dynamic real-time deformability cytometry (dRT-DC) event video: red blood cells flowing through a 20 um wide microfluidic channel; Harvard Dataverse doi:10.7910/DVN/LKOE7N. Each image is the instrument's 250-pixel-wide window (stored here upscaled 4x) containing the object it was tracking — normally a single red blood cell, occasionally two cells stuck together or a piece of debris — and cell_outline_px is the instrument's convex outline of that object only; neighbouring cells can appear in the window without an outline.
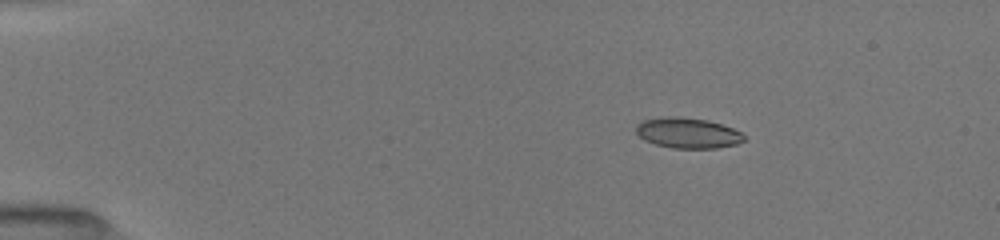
{"species": "common noctule bat (a hibernating species)", "species_latin": "Nyctalus noctula", "temperature_condition": "room temperature", "stored_images_in_passage": 44, "camera_frame_rate_fps": 3000, "um_per_image_px": 0.085, "animal": {"sex": "female", "body_mass_g": 19.5, "forearm_length_mm": 54.1}, "frame": {"image": 1, "passage_image": 1, "time_ms": 0.0, "image_size_px": [1000, 240], "cell_outline_px": [[744, 140], [736, 144], [716, 148], [672, 148], [656, 144], [644, 140], [636, 132], [636, 124], [644, 120], [668, 116], [676, 116], [708, 120], [732, 128], [740, 132], [744, 136]], "centroid_in_image_um": [58.44, 11.3], "position_along_channel_um": 26.6, "area_um2": 19.02}}
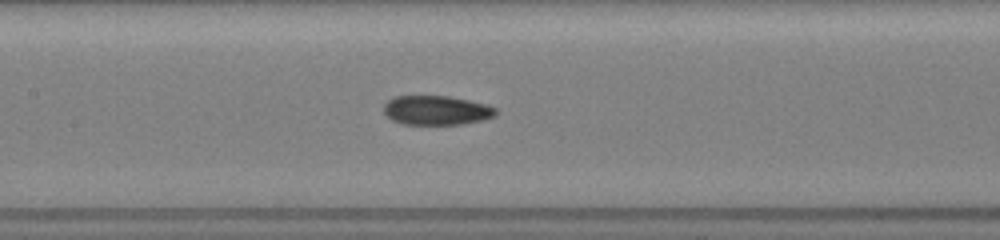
{"frame": {"image": 2, "passage_image": 18, "time_ms": 5.667, "image_size_px": [1000, 240], "cell_outline_px": [[496, 116], [484, 120], [460, 124], [404, 124], [392, 120], [384, 112], [384, 104], [388, 100], [396, 96], [448, 96], [488, 104], [496, 108]], "centroid_in_image_um": [37.12, 9.37], "position_along_channel_um": 170.3, "area_um2": 19.13}}
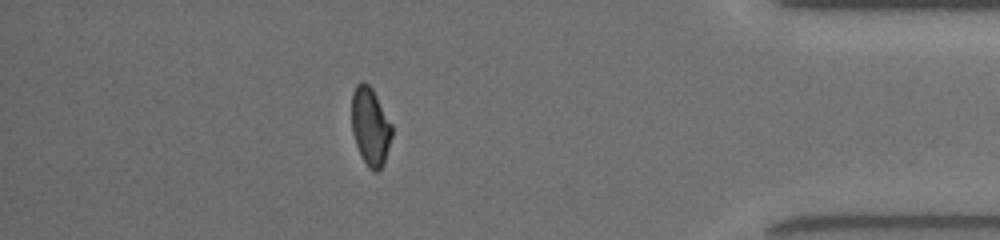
{"frame": {"image": 3, "passage_image": 38, "time_ms": 12.333, "image_size_px": [1000, 240], "cell_outline_px": [[392, 136], [384, 164], [376, 172], [372, 172], [368, 168], [356, 144], [352, 132], [352, 92], [356, 84], [360, 80], [368, 84], [372, 88], [392, 124]], "centroid_in_image_um": [31.48, 10.74], "position_along_channel_um": 403.7, "area_um2": 18.32}, "authors_computed_cell_mechanics": {"area_um2": 19.1607, "velocity_mm_per_s": 4.0203, "shape_relaxation_time_tau1_ms": null, "shape_relaxation_time_tau2_ms": 2.3204, "deformation_change_tau1": null, "deformation_change_tau2": 0.0633}}